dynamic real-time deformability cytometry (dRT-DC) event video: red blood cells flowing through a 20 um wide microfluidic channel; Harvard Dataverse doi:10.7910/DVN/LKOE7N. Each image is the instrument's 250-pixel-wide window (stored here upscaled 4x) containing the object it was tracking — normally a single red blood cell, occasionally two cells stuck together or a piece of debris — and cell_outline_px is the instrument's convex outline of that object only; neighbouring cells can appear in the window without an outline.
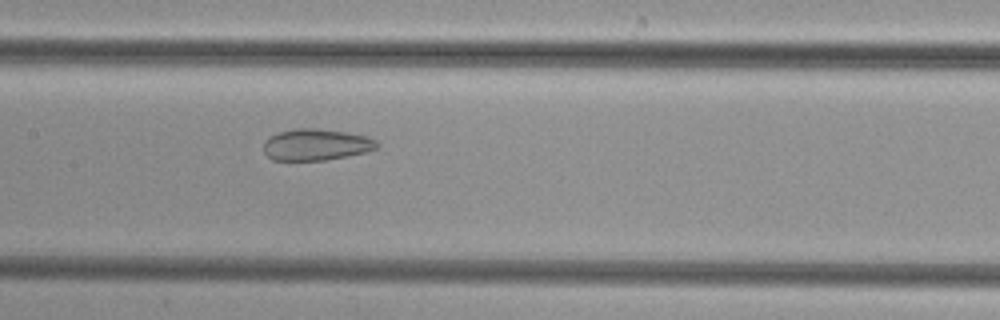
{"species": "common noctule bat (a hibernating species)", "species_latin": "Nyctalus noctula", "temperature_condition": "cold", "stored_images_in_passage": 50, "camera_frame_rate_fps": 3000, "um_per_image_px": 0.085, "animal": {"sex": "female", "body_mass_g": 29.2, "forearm_length_mm": 56.3}, "frame": {"image": 1, "passage_image": 25, "time_ms": 8.0, "image_size_px": [1000, 320], "cell_outline_px": [[380, 148], [368, 152], [324, 160], [272, 160], [264, 152], [264, 140], [268, 136], [280, 132], [296, 128], [316, 128], [344, 132], [368, 136], [376, 140], [380, 144]], "centroid_in_image_um": [26.9, 12.29], "position_along_channel_um": 180.5, "area_um2": 20.98}}
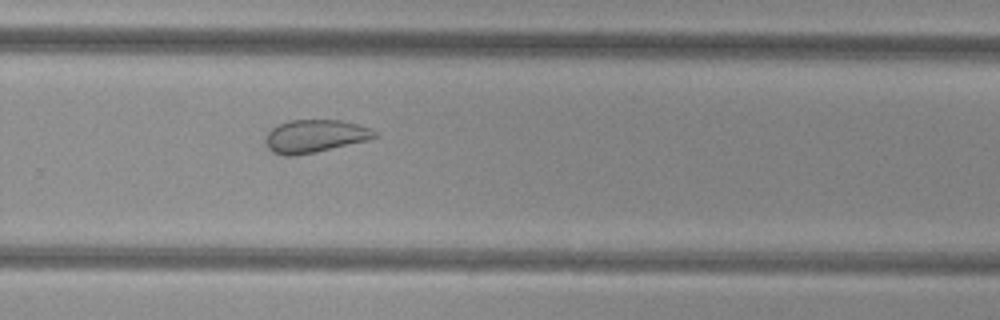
{"frame": {"image": 2, "passage_image": 34, "time_ms": 11.0, "image_size_px": [1000, 320], "cell_outline_px": [[376, 136], [368, 140], [316, 152], [296, 156], [284, 156], [272, 152], [268, 148], [264, 140], [268, 132], [272, 128], [288, 120], [340, 120], [356, 124], [368, 128], [376, 132]], "centroid_in_image_um": [26.72, 11.58], "position_along_channel_um": 303.1, "area_um2": 20.81}}
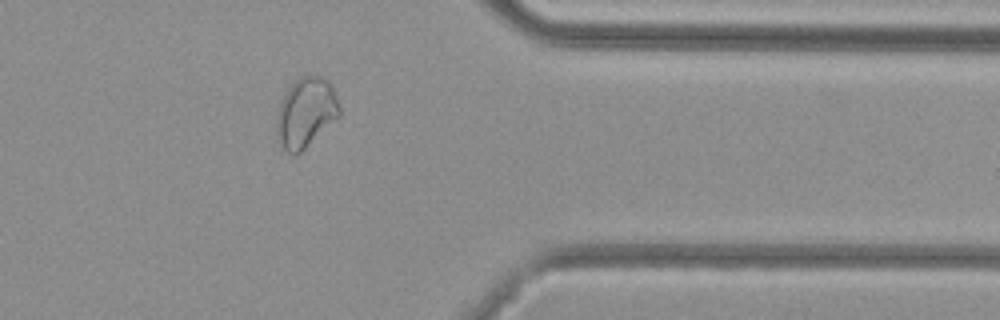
{"frame": {"image": 3, "passage_image": 41, "time_ms": 13.333, "image_size_px": [1000, 320], "cell_outline_px": [[340, 116], [296, 156], [292, 156], [284, 152], [280, 148], [276, 132], [276, 120], [280, 104], [284, 92], [300, 76], [320, 76], [328, 80], [332, 84], [340, 108]], "centroid_in_image_um": [25.97, 9.6], "position_along_channel_um": 385.4, "area_um2": 25.84}}